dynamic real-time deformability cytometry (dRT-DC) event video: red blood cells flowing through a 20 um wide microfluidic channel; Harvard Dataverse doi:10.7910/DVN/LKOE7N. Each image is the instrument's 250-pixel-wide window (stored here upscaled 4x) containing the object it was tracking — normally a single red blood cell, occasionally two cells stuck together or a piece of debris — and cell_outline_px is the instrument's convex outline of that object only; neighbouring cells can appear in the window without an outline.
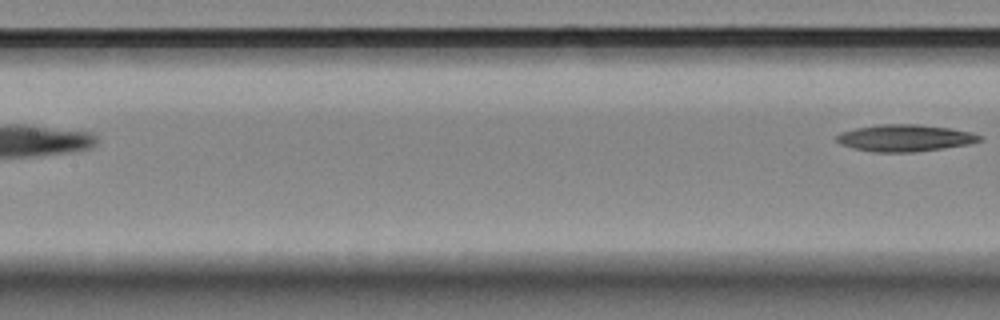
{"species": "Egyptian fruit bat (a non-hibernating species)", "species_latin": "Rousettus aegyptiacus", "temperature_condition": "room temperature", "stored_images_in_passage": 4, "segment_of_instrument_passage": [2, 2], "camera_frame_rate_fps": 3000, "um_per_image_px": 0.085, "animal": {"sex": "female"}, "frame": {"image": 1, "passage_image": 4, "time_ms": 1.0, "image_size_px": [1000, 320], "cell_outline_px": [[984, 140], [968, 144], [944, 148], [912, 152], [872, 152], [852, 148], [840, 144], [836, 140], [836, 136], [840, 132], [856, 128], [880, 124], [920, 124], [948, 128], [972, 132], [984, 136]], "centroid_in_image_um": [76.93, 11.73], "position_along_channel_um": 130.5, "area_um2": 22.54}}